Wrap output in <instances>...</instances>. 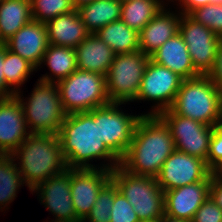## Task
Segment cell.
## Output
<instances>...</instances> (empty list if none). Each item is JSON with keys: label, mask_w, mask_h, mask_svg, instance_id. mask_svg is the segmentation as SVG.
Wrapping results in <instances>:
<instances>
[{"label": "cell", "mask_w": 222, "mask_h": 222, "mask_svg": "<svg viewBox=\"0 0 222 222\" xmlns=\"http://www.w3.org/2000/svg\"><path fill=\"white\" fill-rule=\"evenodd\" d=\"M57 134L68 168L113 170L120 166V159L99 137V107L66 114ZM94 159H103L104 164H91Z\"/></svg>", "instance_id": "obj_1"}, {"label": "cell", "mask_w": 222, "mask_h": 222, "mask_svg": "<svg viewBox=\"0 0 222 222\" xmlns=\"http://www.w3.org/2000/svg\"><path fill=\"white\" fill-rule=\"evenodd\" d=\"M175 150L174 139L166 123L158 115L144 113L125 155L120 159V167L135 175L156 178Z\"/></svg>", "instance_id": "obj_2"}, {"label": "cell", "mask_w": 222, "mask_h": 222, "mask_svg": "<svg viewBox=\"0 0 222 222\" xmlns=\"http://www.w3.org/2000/svg\"><path fill=\"white\" fill-rule=\"evenodd\" d=\"M11 156L30 191L68 169L58 134H30Z\"/></svg>", "instance_id": "obj_3"}, {"label": "cell", "mask_w": 222, "mask_h": 222, "mask_svg": "<svg viewBox=\"0 0 222 222\" xmlns=\"http://www.w3.org/2000/svg\"><path fill=\"white\" fill-rule=\"evenodd\" d=\"M169 109L175 114L215 127L222 121V93L208 75L183 79Z\"/></svg>", "instance_id": "obj_4"}, {"label": "cell", "mask_w": 222, "mask_h": 222, "mask_svg": "<svg viewBox=\"0 0 222 222\" xmlns=\"http://www.w3.org/2000/svg\"><path fill=\"white\" fill-rule=\"evenodd\" d=\"M31 92L25 99L21 91L15 94L23 108L30 133L57 134L66 116L61 105L57 83L37 79Z\"/></svg>", "instance_id": "obj_5"}, {"label": "cell", "mask_w": 222, "mask_h": 222, "mask_svg": "<svg viewBox=\"0 0 222 222\" xmlns=\"http://www.w3.org/2000/svg\"><path fill=\"white\" fill-rule=\"evenodd\" d=\"M111 179L133 206L140 221L159 220L165 213L164 191L156 178L135 175L117 166L111 170Z\"/></svg>", "instance_id": "obj_6"}, {"label": "cell", "mask_w": 222, "mask_h": 222, "mask_svg": "<svg viewBox=\"0 0 222 222\" xmlns=\"http://www.w3.org/2000/svg\"><path fill=\"white\" fill-rule=\"evenodd\" d=\"M63 111L66 114L89 112L110 103L106 94L105 76L76 70L57 82Z\"/></svg>", "instance_id": "obj_7"}, {"label": "cell", "mask_w": 222, "mask_h": 222, "mask_svg": "<svg viewBox=\"0 0 222 222\" xmlns=\"http://www.w3.org/2000/svg\"><path fill=\"white\" fill-rule=\"evenodd\" d=\"M150 56L141 50L115 55L105 76L106 94L110 102H134Z\"/></svg>", "instance_id": "obj_8"}, {"label": "cell", "mask_w": 222, "mask_h": 222, "mask_svg": "<svg viewBox=\"0 0 222 222\" xmlns=\"http://www.w3.org/2000/svg\"><path fill=\"white\" fill-rule=\"evenodd\" d=\"M182 81L178 74L150 59L134 101H153L147 115H158L171 107Z\"/></svg>", "instance_id": "obj_9"}, {"label": "cell", "mask_w": 222, "mask_h": 222, "mask_svg": "<svg viewBox=\"0 0 222 222\" xmlns=\"http://www.w3.org/2000/svg\"><path fill=\"white\" fill-rule=\"evenodd\" d=\"M158 116L166 123L174 139L175 149L206 161L214 127L164 110Z\"/></svg>", "instance_id": "obj_10"}, {"label": "cell", "mask_w": 222, "mask_h": 222, "mask_svg": "<svg viewBox=\"0 0 222 222\" xmlns=\"http://www.w3.org/2000/svg\"><path fill=\"white\" fill-rule=\"evenodd\" d=\"M123 104L126 103L110 102L99 107V137L119 159L125 155L143 116L123 112L120 107Z\"/></svg>", "instance_id": "obj_11"}, {"label": "cell", "mask_w": 222, "mask_h": 222, "mask_svg": "<svg viewBox=\"0 0 222 222\" xmlns=\"http://www.w3.org/2000/svg\"><path fill=\"white\" fill-rule=\"evenodd\" d=\"M179 34L187 45L191 61L200 75H209L213 70L221 37L188 14H182Z\"/></svg>", "instance_id": "obj_12"}, {"label": "cell", "mask_w": 222, "mask_h": 222, "mask_svg": "<svg viewBox=\"0 0 222 222\" xmlns=\"http://www.w3.org/2000/svg\"><path fill=\"white\" fill-rule=\"evenodd\" d=\"M211 174L205 160L175 150L164 162L156 179L161 189L168 191L205 181Z\"/></svg>", "instance_id": "obj_13"}, {"label": "cell", "mask_w": 222, "mask_h": 222, "mask_svg": "<svg viewBox=\"0 0 222 222\" xmlns=\"http://www.w3.org/2000/svg\"><path fill=\"white\" fill-rule=\"evenodd\" d=\"M71 168L62 174L39 183L32 190L39 194L40 203L51 212L55 221L60 222H82L73 208L71 195Z\"/></svg>", "instance_id": "obj_14"}, {"label": "cell", "mask_w": 222, "mask_h": 222, "mask_svg": "<svg viewBox=\"0 0 222 222\" xmlns=\"http://www.w3.org/2000/svg\"><path fill=\"white\" fill-rule=\"evenodd\" d=\"M111 180V170L71 168V195L76 216L83 221L90 213L100 190Z\"/></svg>", "instance_id": "obj_15"}, {"label": "cell", "mask_w": 222, "mask_h": 222, "mask_svg": "<svg viewBox=\"0 0 222 222\" xmlns=\"http://www.w3.org/2000/svg\"><path fill=\"white\" fill-rule=\"evenodd\" d=\"M30 134L18 98H0V154L11 155Z\"/></svg>", "instance_id": "obj_16"}, {"label": "cell", "mask_w": 222, "mask_h": 222, "mask_svg": "<svg viewBox=\"0 0 222 222\" xmlns=\"http://www.w3.org/2000/svg\"><path fill=\"white\" fill-rule=\"evenodd\" d=\"M211 178L212 174L205 181L164 191L165 214L191 222L198 208L209 197Z\"/></svg>", "instance_id": "obj_17"}, {"label": "cell", "mask_w": 222, "mask_h": 222, "mask_svg": "<svg viewBox=\"0 0 222 222\" xmlns=\"http://www.w3.org/2000/svg\"><path fill=\"white\" fill-rule=\"evenodd\" d=\"M4 44L7 49L18 54L38 69L49 45L45 23L32 20L20 28Z\"/></svg>", "instance_id": "obj_18"}, {"label": "cell", "mask_w": 222, "mask_h": 222, "mask_svg": "<svg viewBox=\"0 0 222 222\" xmlns=\"http://www.w3.org/2000/svg\"><path fill=\"white\" fill-rule=\"evenodd\" d=\"M170 11L163 6L155 17L139 32L140 50L147 56H151L169 38L179 33V24L182 13Z\"/></svg>", "instance_id": "obj_19"}, {"label": "cell", "mask_w": 222, "mask_h": 222, "mask_svg": "<svg viewBox=\"0 0 222 222\" xmlns=\"http://www.w3.org/2000/svg\"><path fill=\"white\" fill-rule=\"evenodd\" d=\"M150 59L170 69L183 79L195 78L200 75L195 70L187 45L179 33L169 38L160 46V48L150 56Z\"/></svg>", "instance_id": "obj_20"}, {"label": "cell", "mask_w": 222, "mask_h": 222, "mask_svg": "<svg viewBox=\"0 0 222 222\" xmlns=\"http://www.w3.org/2000/svg\"><path fill=\"white\" fill-rule=\"evenodd\" d=\"M49 44L75 49L90 34L76 10L45 23Z\"/></svg>", "instance_id": "obj_21"}, {"label": "cell", "mask_w": 222, "mask_h": 222, "mask_svg": "<svg viewBox=\"0 0 222 222\" xmlns=\"http://www.w3.org/2000/svg\"><path fill=\"white\" fill-rule=\"evenodd\" d=\"M77 69L107 75L114 51L96 33H90L76 48Z\"/></svg>", "instance_id": "obj_22"}, {"label": "cell", "mask_w": 222, "mask_h": 222, "mask_svg": "<svg viewBox=\"0 0 222 222\" xmlns=\"http://www.w3.org/2000/svg\"><path fill=\"white\" fill-rule=\"evenodd\" d=\"M43 64L51 73H45L38 80L57 83L77 70L76 51L73 48L49 44L38 69Z\"/></svg>", "instance_id": "obj_23"}, {"label": "cell", "mask_w": 222, "mask_h": 222, "mask_svg": "<svg viewBox=\"0 0 222 222\" xmlns=\"http://www.w3.org/2000/svg\"><path fill=\"white\" fill-rule=\"evenodd\" d=\"M120 0H94L77 9L89 33H96L107 24L121 17Z\"/></svg>", "instance_id": "obj_24"}, {"label": "cell", "mask_w": 222, "mask_h": 222, "mask_svg": "<svg viewBox=\"0 0 222 222\" xmlns=\"http://www.w3.org/2000/svg\"><path fill=\"white\" fill-rule=\"evenodd\" d=\"M33 20L30 0L0 2V39L4 43L20 28Z\"/></svg>", "instance_id": "obj_25"}, {"label": "cell", "mask_w": 222, "mask_h": 222, "mask_svg": "<svg viewBox=\"0 0 222 222\" xmlns=\"http://www.w3.org/2000/svg\"><path fill=\"white\" fill-rule=\"evenodd\" d=\"M96 35L114 51L115 55L140 50L139 33L128 27L121 19L102 27Z\"/></svg>", "instance_id": "obj_26"}, {"label": "cell", "mask_w": 222, "mask_h": 222, "mask_svg": "<svg viewBox=\"0 0 222 222\" xmlns=\"http://www.w3.org/2000/svg\"><path fill=\"white\" fill-rule=\"evenodd\" d=\"M165 3L164 0H131L122 2L120 19L138 33L155 17Z\"/></svg>", "instance_id": "obj_27"}, {"label": "cell", "mask_w": 222, "mask_h": 222, "mask_svg": "<svg viewBox=\"0 0 222 222\" xmlns=\"http://www.w3.org/2000/svg\"><path fill=\"white\" fill-rule=\"evenodd\" d=\"M25 182L11 155L0 154V209H8ZM22 185V186H21ZM5 207V208H4ZM7 207V208H6ZM4 209V210H3Z\"/></svg>", "instance_id": "obj_28"}, {"label": "cell", "mask_w": 222, "mask_h": 222, "mask_svg": "<svg viewBox=\"0 0 222 222\" xmlns=\"http://www.w3.org/2000/svg\"><path fill=\"white\" fill-rule=\"evenodd\" d=\"M4 78L5 84L16 94L27 82L32 72L37 69L18 54L7 49L4 44Z\"/></svg>", "instance_id": "obj_29"}, {"label": "cell", "mask_w": 222, "mask_h": 222, "mask_svg": "<svg viewBox=\"0 0 222 222\" xmlns=\"http://www.w3.org/2000/svg\"><path fill=\"white\" fill-rule=\"evenodd\" d=\"M30 3L32 18L40 23L76 10L73 0H30Z\"/></svg>", "instance_id": "obj_30"}, {"label": "cell", "mask_w": 222, "mask_h": 222, "mask_svg": "<svg viewBox=\"0 0 222 222\" xmlns=\"http://www.w3.org/2000/svg\"><path fill=\"white\" fill-rule=\"evenodd\" d=\"M118 187L111 179L99 192L90 213L82 222H110V213L114 203V195Z\"/></svg>", "instance_id": "obj_31"}, {"label": "cell", "mask_w": 222, "mask_h": 222, "mask_svg": "<svg viewBox=\"0 0 222 222\" xmlns=\"http://www.w3.org/2000/svg\"><path fill=\"white\" fill-rule=\"evenodd\" d=\"M188 15L222 38V4H207L197 7Z\"/></svg>", "instance_id": "obj_32"}, {"label": "cell", "mask_w": 222, "mask_h": 222, "mask_svg": "<svg viewBox=\"0 0 222 222\" xmlns=\"http://www.w3.org/2000/svg\"><path fill=\"white\" fill-rule=\"evenodd\" d=\"M110 222H140L133 206L120 191L114 195V203L110 213Z\"/></svg>", "instance_id": "obj_33"}, {"label": "cell", "mask_w": 222, "mask_h": 222, "mask_svg": "<svg viewBox=\"0 0 222 222\" xmlns=\"http://www.w3.org/2000/svg\"><path fill=\"white\" fill-rule=\"evenodd\" d=\"M222 163V121L213 129V135L210 141L209 153L207 156V166L213 171Z\"/></svg>", "instance_id": "obj_34"}, {"label": "cell", "mask_w": 222, "mask_h": 222, "mask_svg": "<svg viewBox=\"0 0 222 222\" xmlns=\"http://www.w3.org/2000/svg\"><path fill=\"white\" fill-rule=\"evenodd\" d=\"M191 222H222V209L208 197L198 208Z\"/></svg>", "instance_id": "obj_35"}, {"label": "cell", "mask_w": 222, "mask_h": 222, "mask_svg": "<svg viewBox=\"0 0 222 222\" xmlns=\"http://www.w3.org/2000/svg\"><path fill=\"white\" fill-rule=\"evenodd\" d=\"M218 90L222 93V39L219 42V46L216 54V61L213 70L208 75Z\"/></svg>", "instance_id": "obj_36"}, {"label": "cell", "mask_w": 222, "mask_h": 222, "mask_svg": "<svg viewBox=\"0 0 222 222\" xmlns=\"http://www.w3.org/2000/svg\"><path fill=\"white\" fill-rule=\"evenodd\" d=\"M4 44L0 45V98L14 96L15 93L5 84L4 78Z\"/></svg>", "instance_id": "obj_37"}, {"label": "cell", "mask_w": 222, "mask_h": 222, "mask_svg": "<svg viewBox=\"0 0 222 222\" xmlns=\"http://www.w3.org/2000/svg\"><path fill=\"white\" fill-rule=\"evenodd\" d=\"M209 197L222 209V182L217 180L213 174L209 189Z\"/></svg>", "instance_id": "obj_38"}, {"label": "cell", "mask_w": 222, "mask_h": 222, "mask_svg": "<svg viewBox=\"0 0 222 222\" xmlns=\"http://www.w3.org/2000/svg\"><path fill=\"white\" fill-rule=\"evenodd\" d=\"M177 6L179 5V11L182 14H189L192 10L197 7H201L208 4V0H178ZM181 8V9H180Z\"/></svg>", "instance_id": "obj_39"}, {"label": "cell", "mask_w": 222, "mask_h": 222, "mask_svg": "<svg viewBox=\"0 0 222 222\" xmlns=\"http://www.w3.org/2000/svg\"><path fill=\"white\" fill-rule=\"evenodd\" d=\"M158 222H189L187 220L184 219H179L176 217H172L168 214H163L162 217L158 220Z\"/></svg>", "instance_id": "obj_40"}, {"label": "cell", "mask_w": 222, "mask_h": 222, "mask_svg": "<svg viewBox=\"0 0 222 222\" xmlns=\"http://www.w3.org/2000/svg\"><path fill=\"white\" fill-rule=\"evenodd\" d=\"M213 176L222 182V163L218 165L213 171H212Z\"/></svg>", "instance_id": "obj_41"}, {"label": "cell", "mask_w": 222, "mask_h": 222, "mask_svg": "<svg viewBox=\"0 0 222 222\" xmlns=\"http://www.w3.org/2000/svg\"><path fill=\"white\" fill-rule=\"evenodd\" d=\"M94 0H73L74 6L76 9L80 8L81 6L93 2Z\"/></svg>", "instance_id": "obj_42"}, {"label": "cell", "mask_w": 222, "mask_h": 222, "mask_svg": "<svg viewBox=\"0 0 222 222\" xmlns=\"http://www.w3.org/2000/svg\"><path fill=\"white\" fill-rule=\"evenodd\" d=\"M208 4H222V0H208Z\"/></svg>", "instance_id": "obj_43"}, {"label": "cell", "mask_w": 222, "mask_h": 222, "mask_svg": "<svg viewBox=\"0 0 222 222\" xmlns=\"http://www.w3.org/2000/svg\"><path fill=\"white\" fill-rule=\"evenodd\" d=\"M140 222H158V220L140 221Z\"/></svg>", "instance_id": "obj_44"}, {"label": "cell", "mask_w": 222, "mask_h": 222, "mask_svg": "<svg viewBox=\"0 0 222 222\" xmlns=\"http://www.w3.org/2000/svg\"><path fill=\"white\" fill-rule=\"evenodd\" d=\"M165 1H166V2H167V1H168V2H170V1L174 2V1H178V0H174V1H173V0H165Z\"/></svg>", "instance_id": "obj_45"}, {"label": "cell", "mask_w": 222, "mask_h": 222, "mask_svg": "<svg viewBox=\"0 0 222 222\" xmlns=\"http://www.w3.org/2000/svg\"><path fill=\"white\" fill-rule=\"evenodd\" d=\"M121 2H127V1H131V0H120Z\"/></svg>", "instance_id": "obj_46"}]
</instances>
